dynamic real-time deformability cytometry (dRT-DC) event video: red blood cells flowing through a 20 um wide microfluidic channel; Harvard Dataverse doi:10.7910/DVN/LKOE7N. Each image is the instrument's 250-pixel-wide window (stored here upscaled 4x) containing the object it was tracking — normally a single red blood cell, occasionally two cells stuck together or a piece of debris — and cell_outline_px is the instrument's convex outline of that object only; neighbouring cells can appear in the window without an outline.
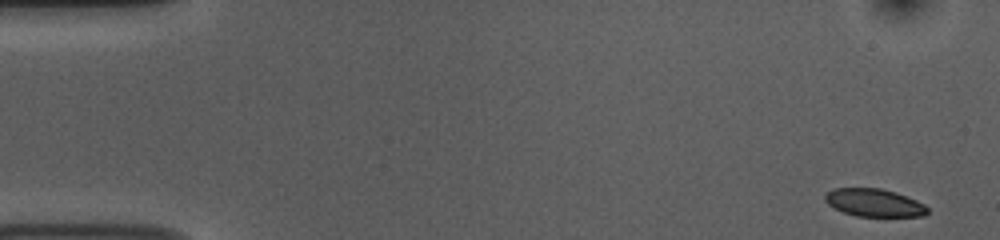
{"species": "common noctule bat (a hibernating species)", "species_latin": "Nyctalus noctula", "temperature_condition": "room temperature", "stored_images_in_passage": 52, "camera_frame_rate_fps": 3000, "um_per_image_px": 0.085, "animal": {"sex": "female", "body_mass_g": 10.0, "forearm_length_mm": 53.1}, "frame": {"image": 1, "passage_image": 1, "time_ms": 0.0, "image_size_px": [1000, 240], "cell_outline_px": [[928, 212], [924, 216], [856, 216], [844, 212], [828, 204], [824, 200], [824, 196], [828, 192], [836, 188], [880, 188], [896, 192], [916, 200], [924, 204], [928, 208]], "centroid_in_image_um": [74.32, 17.23], "position_along_channel_um": 10.7, "area_um2": 16.47}}
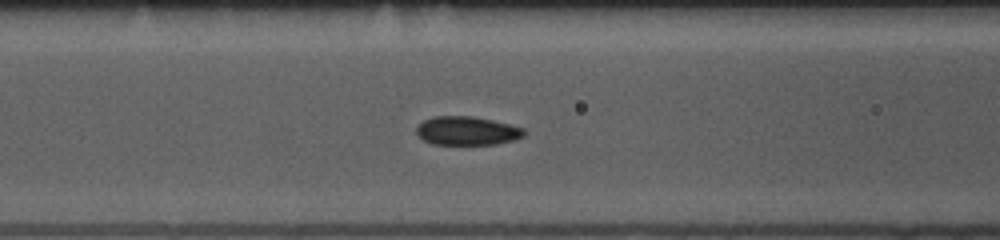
{"frame": {"image": 2, "passage_image": 20, "time_ms": 6.333, "image_size_px": [1000, 240], "cell_outline_px": [[524, 136], [516, 140], [496, 144], [432, 144], [424, 140], [416, 132], [416, 128], [424, 120], [432, 116], [472, 116], [492, 120], [524, 128]], "centroid_in_image_um": [39.71, 11.12], "position_along_channel_um": 126.9, "area_um2": 17.92}}
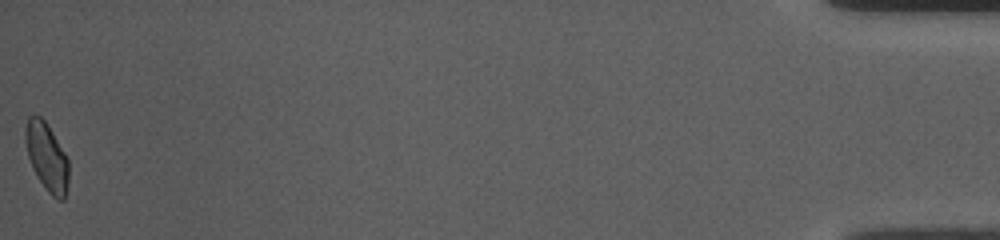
{"frame": {"image": 3, "passage_image": 52, "time_ms": 17.0, "image_size_px": [1000, 240], "cell_outline_px": [[68, 180], [64, 200], [56, 200], [48, 192], [36, 176], [32, 168], [28, 156], [24, 140], [24, 128], [28, 116], [40, 116], [48, 124], [64, 152], [68, 160]], "centroid_in_image_um": [3.95, 13.33], "position_along_channel_um": 431.2, "area_um2": 17.28}, "authors_computed_cell_mechanics": {"area_um2": 17.7735, "velocity_mm_per_s": 3.7656, "shape_relaxation_time_tau1_ms": 2.9423, "shape_relaxation_time_tau2_ms": 1.6922, "deformation_change_tau1": 0.0684, "deformation_change_tau2": 0.0476}}